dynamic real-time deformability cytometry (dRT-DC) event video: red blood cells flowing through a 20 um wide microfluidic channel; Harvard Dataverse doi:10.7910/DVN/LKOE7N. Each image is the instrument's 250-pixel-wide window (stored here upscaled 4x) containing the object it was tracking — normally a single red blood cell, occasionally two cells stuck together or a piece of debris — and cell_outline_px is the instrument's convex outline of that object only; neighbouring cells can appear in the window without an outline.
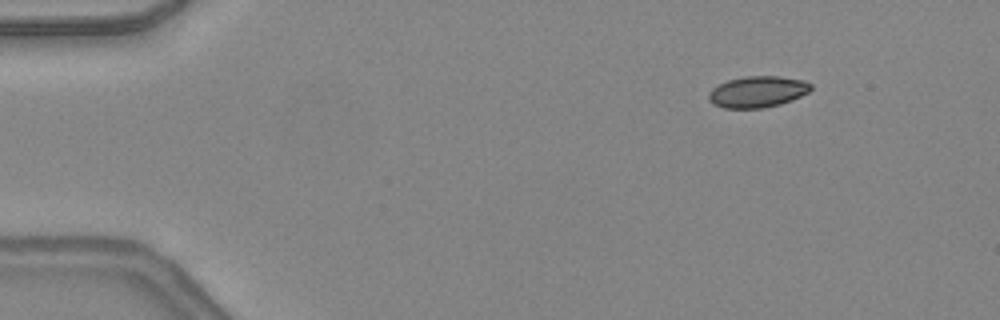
{"species": "common noctule bat (a hibernating species)", "species_latin": "Nyctalus noctula", "temperature_condition": "warm", "stored_images_in_passage": 7, "camera_frame_rate_fps": 3000, "um_per_image_px": 0.085, "animal": {"sex": "female", "body_mass_g": 24.6, "forearm_length_mm": 56.2}, "frame": {"image": 1, "passage_image": 1, "time_ms": 0.0, "image_size_px": [1000, 320], "cell_outline_px": [[812, 88], [808, 92], [792, 100], [780, 104], [764, 108], [724, 108], [712, 104], [708, 100], [708, 92], [712, 88], [728, 80], [744, 76], [780, 76], [804, 80], [812, 84]], "centroid_in_image_um": [64.38, 7.8], "position_along_channel_um": 20.6, "area_um2": 18.79}}